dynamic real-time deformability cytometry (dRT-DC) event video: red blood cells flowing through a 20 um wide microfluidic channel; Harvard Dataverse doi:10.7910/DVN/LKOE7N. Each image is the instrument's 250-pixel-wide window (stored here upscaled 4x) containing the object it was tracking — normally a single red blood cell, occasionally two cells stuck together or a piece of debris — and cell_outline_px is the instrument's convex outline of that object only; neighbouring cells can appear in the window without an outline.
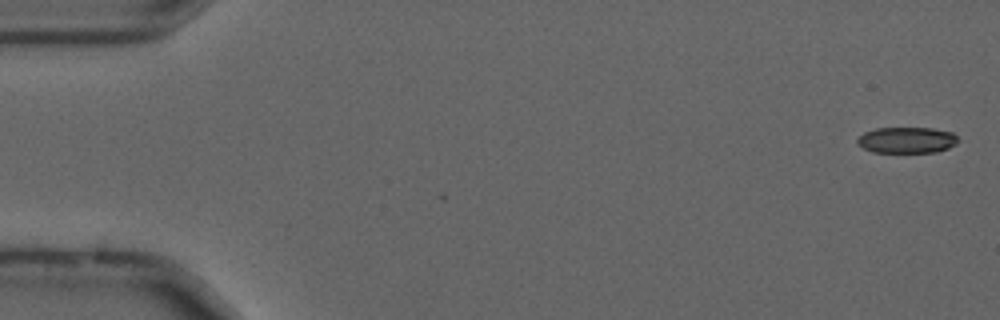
{"species": "common noctule bat (a hibernating species)", "species_latin": "Nyctalus noctula", "temperature_condition": "cold", "stored_images_in_passage": 2, "camera_frame_rate_fps": 3000, "um_per_image_px": 0.085, "animal": {"sex": "male", "forearm_length_mm": 52.5}, "frame": {"image": 1, "passage_image": 2, "time_ms": 0.333, "image_size_px": [1000, 320], "cell_outline_px": [[956, 144], [948, 148], [936, 152], [872, 152], [856, 144], [856, 140], [864, 132], [876, 128], [932, 128], [952, 132], [956, 136]], "centroid_in_image_um": [77.05, 11.9], "position_along_channel_um": 8.0, "area_um2": 15.26}}